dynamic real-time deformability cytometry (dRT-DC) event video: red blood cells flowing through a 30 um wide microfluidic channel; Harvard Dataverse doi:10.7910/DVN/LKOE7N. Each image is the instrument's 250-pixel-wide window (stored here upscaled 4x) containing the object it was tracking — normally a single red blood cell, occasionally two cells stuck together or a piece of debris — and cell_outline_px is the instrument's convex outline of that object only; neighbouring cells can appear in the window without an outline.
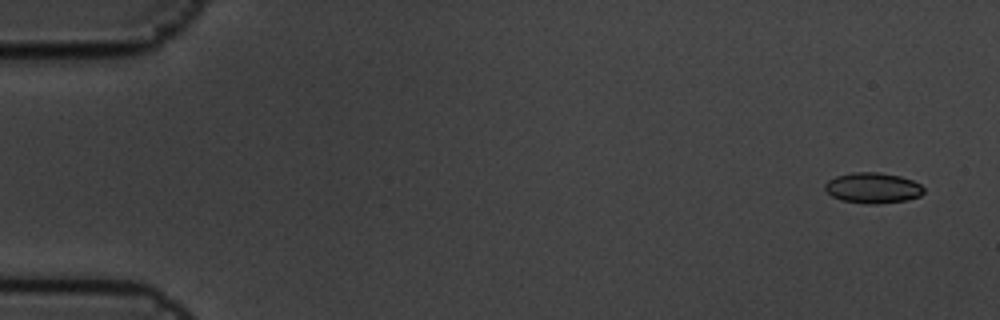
{"species": "common noctule bat (a hibernating species)", "species_latin": "Nyctalus noctula", "temperature_condition": "cold", "stored_images_in_passage": 5, "camera_frame_rate_fps": 3000, "um_per_image_px": 0.085, "animal": {"sex": "male", "body_mass_g": 19.5, "forearm_length_mm": 54.6}, "frame": {"image": 1, "passage_image": 1, "time_ms": 0.0, "image_size_px": [1000, 320], "cell_outline_px": [[924, 192], [920, 196], [904, 200], [876, 204], [868, 204], [840, 200], [832, 196], [824, 188], [824, 184], [828, 180], [836, 176], [852, 172], [880, 172], [900, 176], [912, 180], [920, 184], [924, 188]], "centroid_in_image_um": [74.17, 15.96], "position_along_channel_um": 10.8, "area_um2": 17.63}}